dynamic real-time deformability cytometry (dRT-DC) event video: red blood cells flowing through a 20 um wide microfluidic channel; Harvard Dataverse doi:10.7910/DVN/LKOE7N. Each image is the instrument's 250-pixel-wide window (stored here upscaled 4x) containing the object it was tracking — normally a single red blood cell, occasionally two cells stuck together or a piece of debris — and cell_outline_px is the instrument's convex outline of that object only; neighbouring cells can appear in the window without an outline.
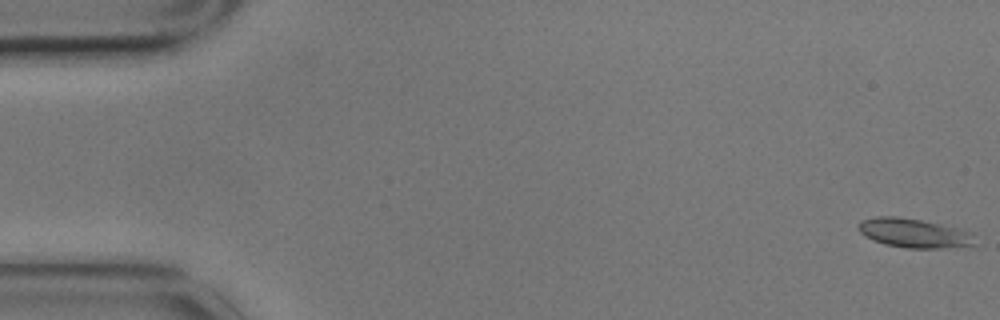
{"species": "common noctule bat (a hibernating species)", "species_latin": "Nyctalus noctula", "temperature_condition": "cold", "stored_images_in_passage": 58, "camera_frame_rate_fps": 3000, "um_per_image_px": 0.085, "animal": {"sex": "male", "body_mass_g": 17.9}, "frame": {"image": 1, "passage_image": 1, "time_ms": 0.0, "image_size_px": [1000, 320], "cell_outline_px": [[976, 244], [944, 248], [908, 248], [884, 244], [872, 240], [864, 236], [856, 228], [856, 224], [860, 220], [876, 216], [896, 216], [920, 220], [956, 228], [972, 232]], "centroid_in_image_um": [77.61, 19.81], "position_along_channel_um": 7.4, "area_um2": 19.83}}
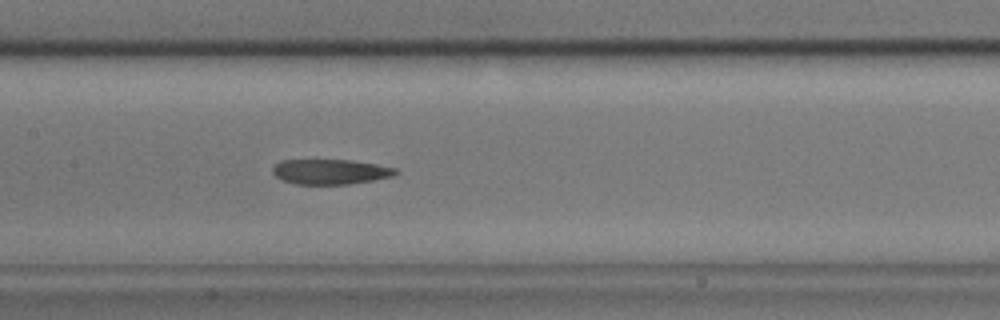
{"frame": {"image": 2, "passage_image": 28, "time_ms": 9.0, "image_size_px": [1000, 320], "cell_outline_px": [[400, 172], [396, 176], [348, 184], [296, 184], [284, 180], [276, 176], [272, 172], [272, 168], [280, 160], [352, 160], [376, 164], [396, 168]], "centroid_in_image_um": [28.12, 14.59], "position_along_channel_um": 179.3, "area_um2": 17.98}}
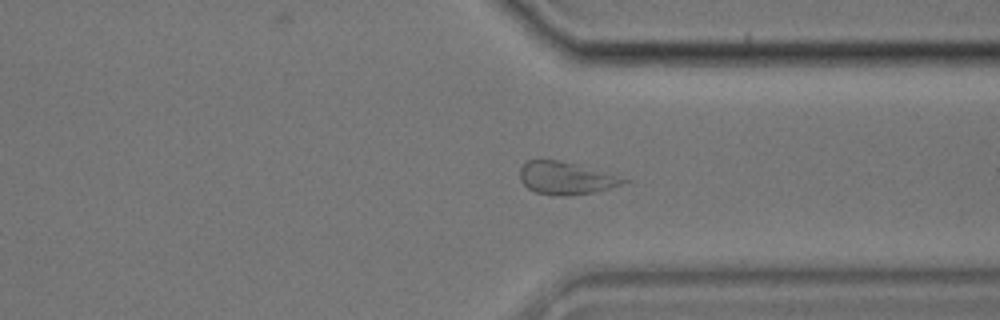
{"frame": {"image": 3, "passage_image": 44, "time_ms": 14.333, "image_size_px": [1000, 320], "cell_outline_px": [[632, 180], [596, 192], [568, 196], [552, 196], [536, 192], [528, 188], [520, 180], [520, 168], [528, 160], [556, 160], [572, 164]], "centroid_in_image_um": [48.04, 15.17], "position_along_channel_um": 363.4, "area_um2": 19.19}, "authors_computed_cell_mechanics": {"area_um2": 19.363, "velocity_mm_per_s": 3.4487, "shape_relaxation_time_tau1_ms": null, "shape_relaxation_time_tau2_ms": 4.5068, "deformation_change_tau1": null, "deformation_change_tau2": 0.1014}}